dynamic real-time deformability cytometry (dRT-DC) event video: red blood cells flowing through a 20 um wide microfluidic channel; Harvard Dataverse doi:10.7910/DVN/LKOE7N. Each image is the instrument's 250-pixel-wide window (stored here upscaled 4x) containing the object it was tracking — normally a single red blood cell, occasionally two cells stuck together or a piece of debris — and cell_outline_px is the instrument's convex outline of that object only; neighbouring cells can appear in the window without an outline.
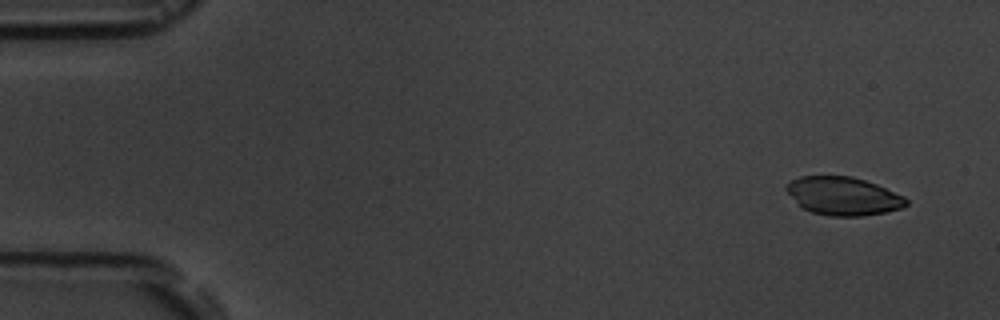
{"species": "common noctule bat (a hibernating species)", "species_latin": "Nyctalus noctula", "temperature_condition": "room temperature", "stored_images_in_passage": 16, "camera_frame_rate_fps": 3000, "um_per_image_px": 0.085, "animal": {"sex": "male", "body_mass_g": 19.5, "forearm_length_mm": 54.6}, "frame": {"image": 1, "passage_image": 1, "time_ms": 0.0, "image_size_px": [1000, 320], "cell_outline_px": [[908, 204], [904, 208], [884, 212], [860, 216], [828, 216], [812, 212], [804, 208], [784, 188], [792, 180], [800, 176], [852, 176], [876, 184], [904, 196], [908, 200]], "centroid_in_image_um": [71.71, 16.66], "position_along_channel_um": 13.3, "area_um2": 26.41}}